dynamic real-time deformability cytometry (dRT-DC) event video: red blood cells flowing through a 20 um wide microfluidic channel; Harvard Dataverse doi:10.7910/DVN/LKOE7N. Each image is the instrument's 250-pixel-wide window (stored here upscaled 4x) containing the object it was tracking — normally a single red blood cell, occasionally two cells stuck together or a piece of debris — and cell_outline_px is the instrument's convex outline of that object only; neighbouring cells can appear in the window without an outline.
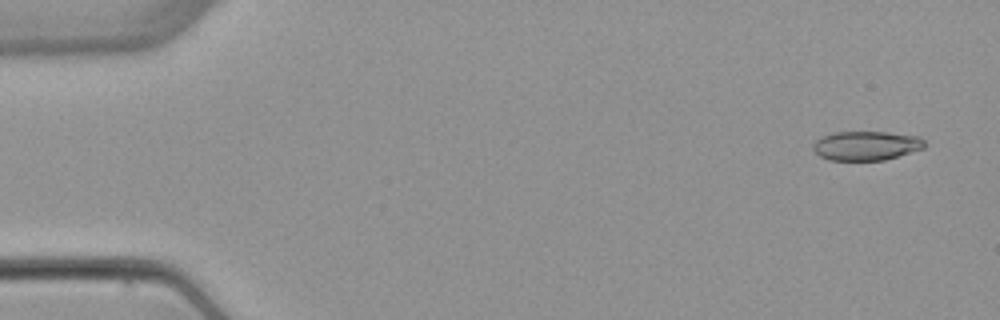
{"species": "common noctule bat (a hibernating species)", "species_latin": "Nyctalus noctula", "temperature_condition": "warm", "stored_images_in_passage": 5, "camera_frame_rate_fps": 3000, "um_per_image_px": 0.085, "animal": {"sex": "female", "body_mass_g": 22.7, "forearm_length_mm": 54.2}, "frame": {"image": 1, "passage_image": 1, "time_ms": 0.0, "image_size_px": [1000, 320], "cell_outline_px": [[924, 148], [884, 160], [828, 160], [820, 156], [812, 148], [812, 144], [816, 140], [824, 136], [836, 132], [888, 132], [920, 136], [924, 140]], "centroid_in_image_um": [73.63, 12.38], "position_along_channel_um": 11.4, "area_um2": 18.9}}
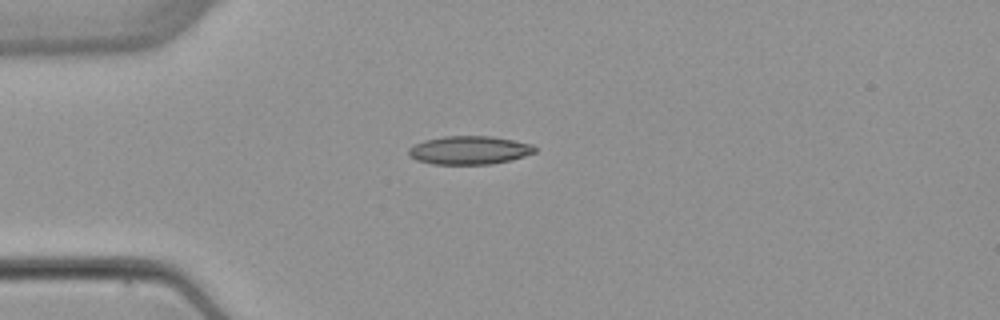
{"frame": {"image": 2, "passage_image": 4, "time_ms": 3.667, "image_size_px": [1000, 320], "cell_outline_px": [[536, 152], [512, 160], [492, 164], [432, 164], [416, 160], [408, 156], [408, 148], [424, 140], [444, 136], [492, 136], [532, 144], [536, 148]], "centroid_in_image_um": [39.88, 12.77], "position_along_channel_um": 45.1, "area_um2": 20.98}}